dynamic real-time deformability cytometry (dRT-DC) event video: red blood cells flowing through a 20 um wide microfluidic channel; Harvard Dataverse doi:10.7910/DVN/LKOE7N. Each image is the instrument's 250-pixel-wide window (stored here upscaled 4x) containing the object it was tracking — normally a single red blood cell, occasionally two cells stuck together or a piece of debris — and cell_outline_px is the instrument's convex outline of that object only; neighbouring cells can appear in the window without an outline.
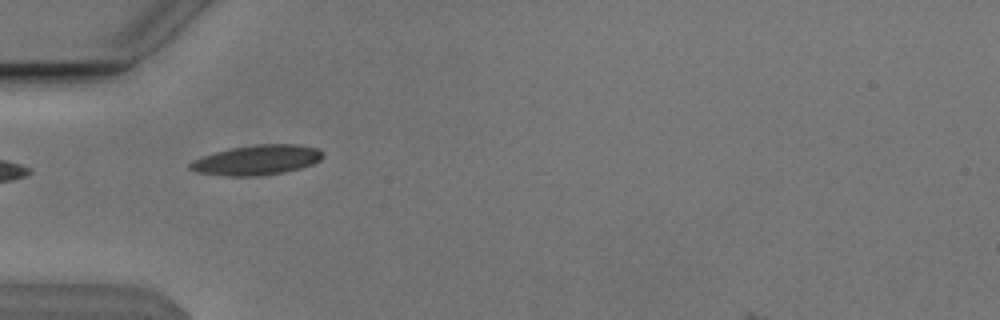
{"species": "Egyptian fruit bat (a non-hibernating species)", "species_latin": "Rousettus aegyptiacus", "temperature_condition": "cold", "stored_images_in_passage": 4, "camera_frame_rate_fps": 3000, "um_per_image_px": 0.085, "animal": {"sex": "male"}, "frame": {"image": 1, "passage_image": 1, "time_ms": 0.0, "image_size_px": [1000, 320], "cell_outline_px": [[324, 156], [320, 160], [312, 164], [300, 168], [284, 172], [260, 176], [228, 176], [196, 172], [188, 168], [188, 164], [192, 160], [216, 152], [232, 148], [256, 144], [300, 144], [316, 148], [324, 152]], "centroid_in_image_um": [21.85, 13.6], "position_along_channel_um": 63.1, "area_um2": 23.18}}